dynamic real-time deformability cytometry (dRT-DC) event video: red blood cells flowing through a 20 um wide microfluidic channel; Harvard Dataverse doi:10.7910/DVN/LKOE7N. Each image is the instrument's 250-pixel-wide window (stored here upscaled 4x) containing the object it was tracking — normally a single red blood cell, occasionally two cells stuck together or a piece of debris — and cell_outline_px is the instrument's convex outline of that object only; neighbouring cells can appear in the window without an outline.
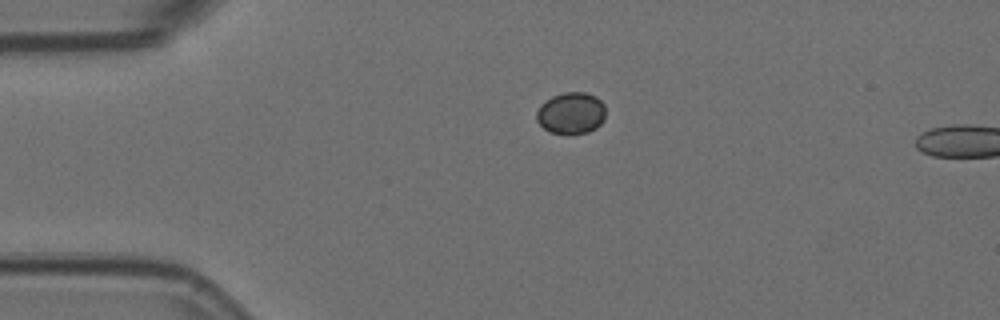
{"species": "Egyptian fruit bat (a non-hibernating species)", "species_latin": "Rousettus aegyptiacus", "temperature_condition": "room temperature", "stored_images_in_passage": 2, "camera_frame_rate_fps": 3000, "um_per_image_px": 0.085, "animal": {"sex": "female"}, "frame": {"image": 1, "passage_image": 1, "time_ms": 0.0, "image_size_px": [1000, 320], "cell_outline_px": [[604, 120], [596, 128], [588, 132], [548, 132], [536, 120], [536, 112], [540, 104], [552, 96], [564, 92], [584, 92], [596, 96], [604, 104]], "centroid_in_image_um": [48.53, 9.58], "position_along_channel_um": 36.5, "area_um2": 16.59}}